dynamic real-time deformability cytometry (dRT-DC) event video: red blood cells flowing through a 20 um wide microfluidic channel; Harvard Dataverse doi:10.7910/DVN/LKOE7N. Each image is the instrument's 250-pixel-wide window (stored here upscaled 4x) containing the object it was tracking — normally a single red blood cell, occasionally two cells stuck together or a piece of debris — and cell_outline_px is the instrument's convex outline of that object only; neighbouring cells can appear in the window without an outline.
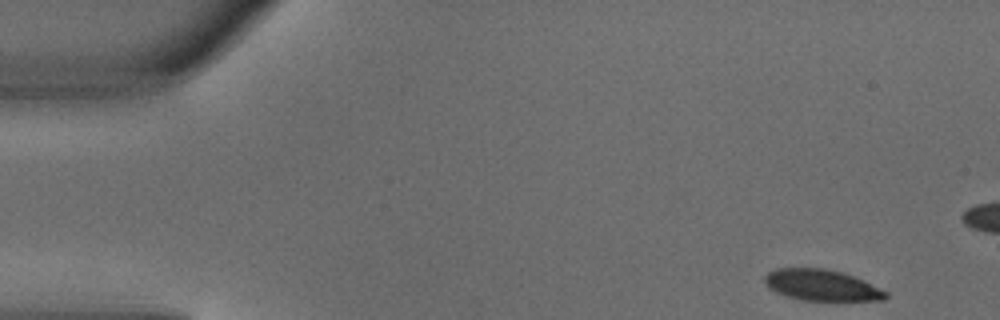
{"species": "common noctule bat (a hibernating species)", "species_latin": "Nyctalus noctula", "temperature_condition": "warm", "stored_images_in_passage": 6, "camera_frame_rate_fps": 3000, "um_per_image_px": 0.085, "animal": {"sex": "male", "body_mass_g": 18.8}, "frame": {"image": 1, "passage_image": 1, "time_ms": 0.0, "image_size_px": [1000, 320], "cell_outline_px": [[888, 296], [884, 300], [804, 300], [788, 296], [776, 292], [768, 288], [764, 280], [764, 276], [768, 272], [776, 268], [824, 268], [840, 272], [852, 276], [888, 292]], "centroid_in_image_um": [69.8, 24.23], "position_along_channel_um": 15.2, "area_um2": 21.62}}